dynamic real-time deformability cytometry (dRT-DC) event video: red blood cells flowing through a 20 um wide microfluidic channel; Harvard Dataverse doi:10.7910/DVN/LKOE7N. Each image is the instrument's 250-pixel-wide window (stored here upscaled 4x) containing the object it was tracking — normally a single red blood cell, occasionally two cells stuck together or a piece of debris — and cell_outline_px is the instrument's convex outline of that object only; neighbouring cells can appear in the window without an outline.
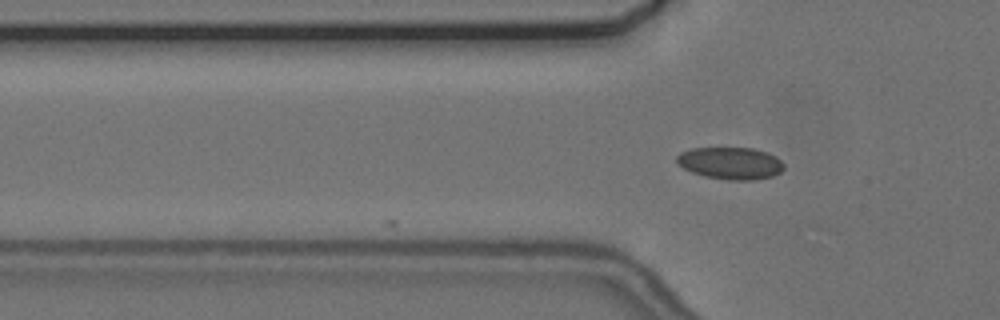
{"species": "common noctule bat (a hibernating species)", "species_latin": "Nyctalus noctula", "temperature_condition": "cold", "stored_images_in_passage": 17, "camera_frame_rate_fps": 3000, "um_per_image_px": 0.085, "animal": {"sex": "female", "body_mass_g": 24.6, "forearm_length_mm": 56.2}, "frame": {"image": 1, "passage_image": 17, "time_ms": 5.333, "image_size_px": [1000, 320], "cell_outline_px": [[784, 168], [780, 172], [772, 176], [752, 180], [728, 180], [704, 176], [692, 172], [676, 164], [676, 156], [680, 152], [692, 148], [752, 148], [768, 152], [776, 156], [784, 164]], "centroid_in_image_um": [62.08, 13.86], "position_along_channel_um": 63.7, "area_um2": 20.17}}